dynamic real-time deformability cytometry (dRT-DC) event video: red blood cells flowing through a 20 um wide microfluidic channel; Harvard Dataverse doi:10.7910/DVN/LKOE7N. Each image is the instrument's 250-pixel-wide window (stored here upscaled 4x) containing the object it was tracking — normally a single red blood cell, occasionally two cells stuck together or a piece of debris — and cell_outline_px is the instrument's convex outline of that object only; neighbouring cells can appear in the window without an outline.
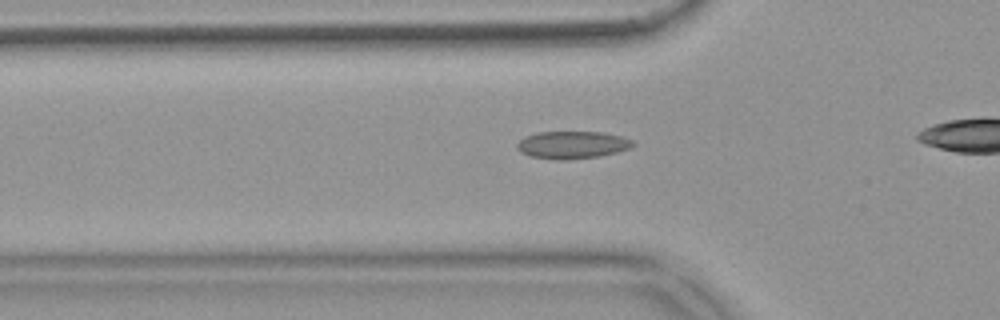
{"species": "common noctule bat (a hibernating species)", "species_latin": "Nyctalus noctula", "temperature_condition": "warm", "stored_images_in_passage": 35, "camera_frame_rate_fps": 3000, "um_per_image_px": 0.085, "animal": {"sex": "female", "body_mass_g": 18.4}, "frame": {"image": 1, "passage_image": 9, "time_ms": 2.667, "image_size_px": [1000, 320], "cell_outline_px": [[636, 144], [628, 148], [616, 152], [600, 156], [568, 160], [556, 160], [528, 156], [520, 152], [516, 148], [516, 144], [524, 136], [536, 132], [604, 132], [624, 136], [632, 140]], "centroid_in_image_um": [48.62, 12.31], "position_along_channel_um": 77.2, "area_um2": 18.84}}
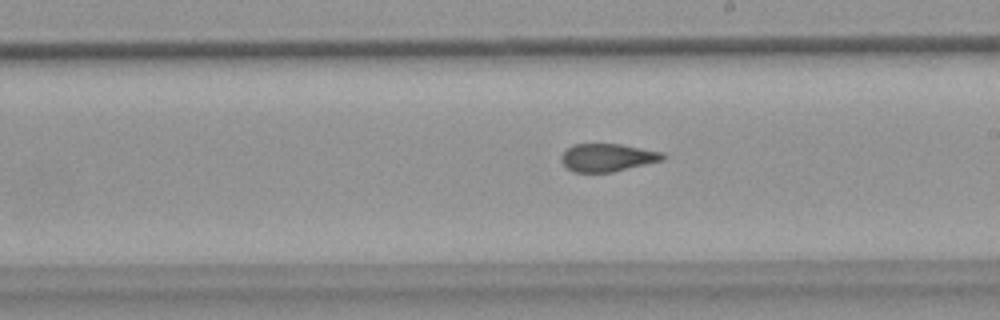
{"frame": {"image": 2, "passage_image": 22, "time_ms": 7.0, "image_size_px": [1000, 320], "cell_outline_px": [[664, 160], [612, 172], [572, 172], [560, 160], [560, 156], [572, 144], [620, 144], [664, 152]], "centroid_in_image_um": [51.63, 13.39], "position_along_channel_um": 237.4, "area_um2": 16.47}}
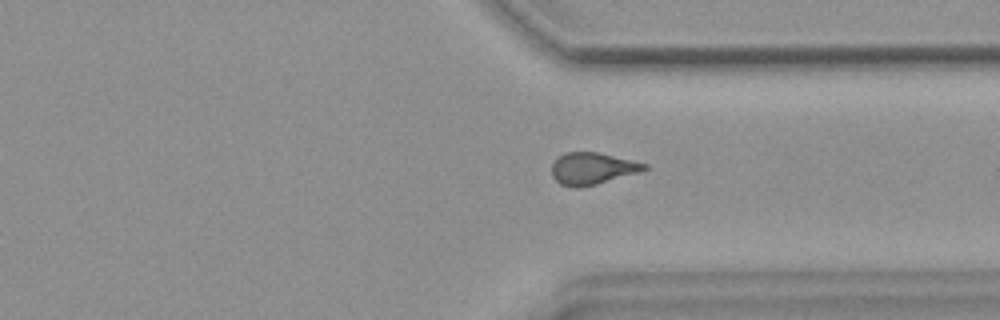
{"frame": {"image": 3, "passage_image": 32, "time_ms": 10.333, "image_size_px": [1000, 320], "cell_outline_px": [[648, 168], [640, 172], [596, 184], [580, 188], [572, 188], [560, 184], [552, 176], [552, 164], [556, 156], [564, 152], [596, 152], [632, 160], [648, 164]], "centroid_in_image_um": [50.31, 14.32], "position_along_channel_um": 361.1, "area_um2": 17.34}}